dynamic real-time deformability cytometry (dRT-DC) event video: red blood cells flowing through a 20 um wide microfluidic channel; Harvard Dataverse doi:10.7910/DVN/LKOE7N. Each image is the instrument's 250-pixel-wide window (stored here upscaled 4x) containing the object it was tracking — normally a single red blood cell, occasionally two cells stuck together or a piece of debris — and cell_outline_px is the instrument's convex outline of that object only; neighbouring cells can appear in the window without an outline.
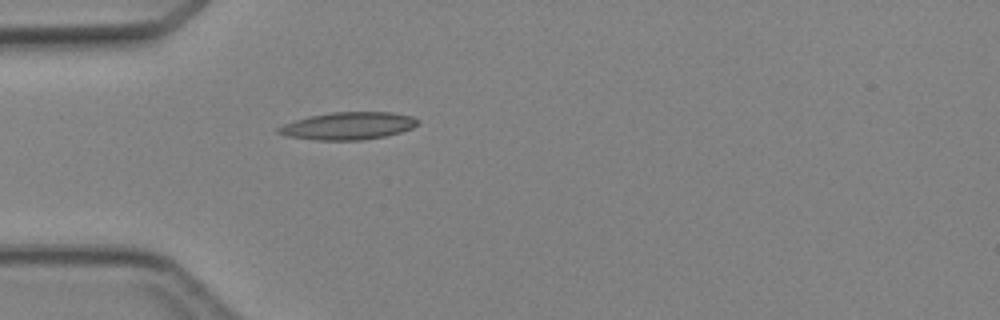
{"species": "Egyptian fruit bat (a non-hibernating species)", "species_latin": "Rousettus aegyptiacus", "temperature_condition": "cold", "stored_images_in_passage": 1, "camera_frame_rate_fps": 3000, "um_per_image_px": 0.085, "animal": {"sex": "female"}, "frame": {"image": 1, "passage_image": 1, "time_ms": 0.0, "image_size_px": [1000, 320], "cell_outline_px": [[420, 120], [412, 128], [400, 132], [384, 136], [360, 140], [316, 140], [288, 136], [276, 132], [276, 128], [284, 124], [308, 116], [332, 112], [392, 112], [412, 116]], "centroid_in_image_um": [29.59, 10.69], "position_along_channel_um": 55.4, "area_um2": 22.2}}